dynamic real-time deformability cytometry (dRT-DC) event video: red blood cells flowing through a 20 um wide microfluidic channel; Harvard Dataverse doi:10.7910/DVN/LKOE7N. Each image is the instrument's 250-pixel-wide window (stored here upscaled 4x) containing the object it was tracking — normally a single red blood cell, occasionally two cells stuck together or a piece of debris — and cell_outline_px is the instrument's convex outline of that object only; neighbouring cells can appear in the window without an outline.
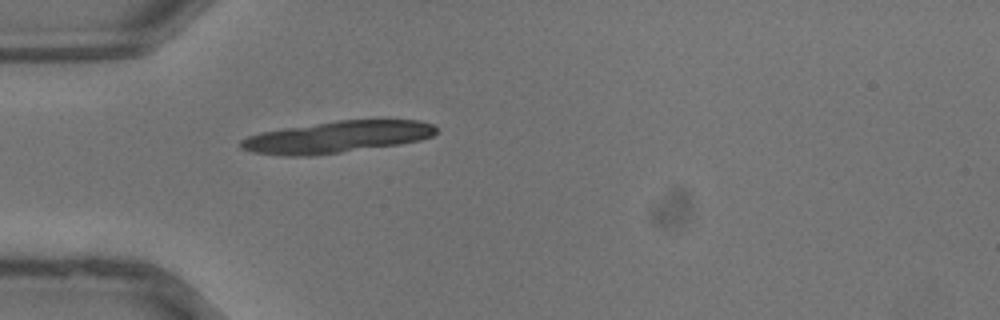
{"species": "common noctule bat (a hibernating species)", "species_latin": "Nyctalus noctula", "temperature_condition": "warm", "stored_images_in_passage": 26, "camera_frame_rate_fps": 3000, "um_per_image_px": 0.085, "animal": {"sex": "male", "body_mass_g": 13.3}, "frame": {"image": 1, "passage_image": 1, "time_ms": 0.0, "image_size_px": [1000, 320], "cell_outline_px": [[436, 132], [432, 136], [420, 140], [400, 144], [312, 156], [284, 156], [252, 152], [240, 148], [240, 140], [248, 136], [260, 132], [284, 128], [340, 120], [420, 120], [432, 124], [436, 128]], "centroid_in_image_um": [28.62, 11.65], "position_along_channel_um": 56.4, "area_um2": 36.01}}